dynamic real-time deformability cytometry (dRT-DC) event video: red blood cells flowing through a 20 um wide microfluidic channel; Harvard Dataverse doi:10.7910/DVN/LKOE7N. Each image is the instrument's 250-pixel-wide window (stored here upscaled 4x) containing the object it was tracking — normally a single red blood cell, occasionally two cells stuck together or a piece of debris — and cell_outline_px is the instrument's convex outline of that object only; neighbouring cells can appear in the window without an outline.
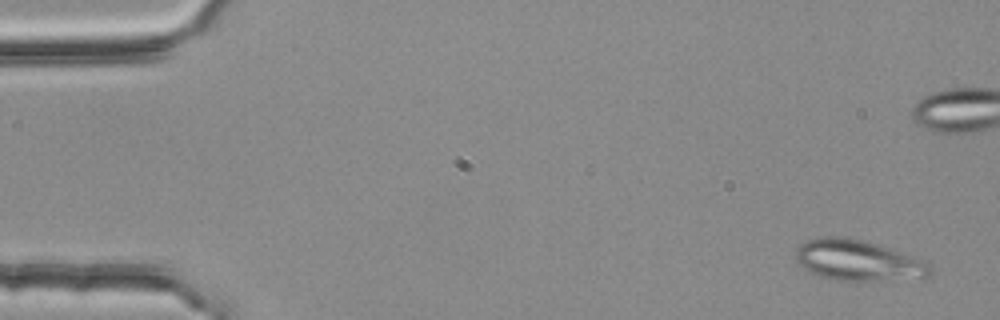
{"species": "common noctule bat (a hibernating species)", "species_latin": "Nyctalus noctula", "temperature_condition": "room temperature", "stored_images_in_passage": 4, "camera_frame_rate_fps": 3000, "um_per_image_px": 0.085, "animal": {"sex": "female", "body_mass_g": 25.1}, "frame": {"image": 1, "passage_image": 1, "time_ms": 0.0, "image_size_px": [1000, 320], "cell_outline_px": [[932, 272], [928, 276], [872, 280], [836, 280], [820, 276], [804, 268], [796, 260], [796, 248], [800, 244], [808, 240], [824, 236], [848, 236], [864, 240], [912, 256], [932, 264]], "centroid_in_image_um": [72.89, 22.1], "position_along_channel_um": 12.1, "area_um2": 31.44}}